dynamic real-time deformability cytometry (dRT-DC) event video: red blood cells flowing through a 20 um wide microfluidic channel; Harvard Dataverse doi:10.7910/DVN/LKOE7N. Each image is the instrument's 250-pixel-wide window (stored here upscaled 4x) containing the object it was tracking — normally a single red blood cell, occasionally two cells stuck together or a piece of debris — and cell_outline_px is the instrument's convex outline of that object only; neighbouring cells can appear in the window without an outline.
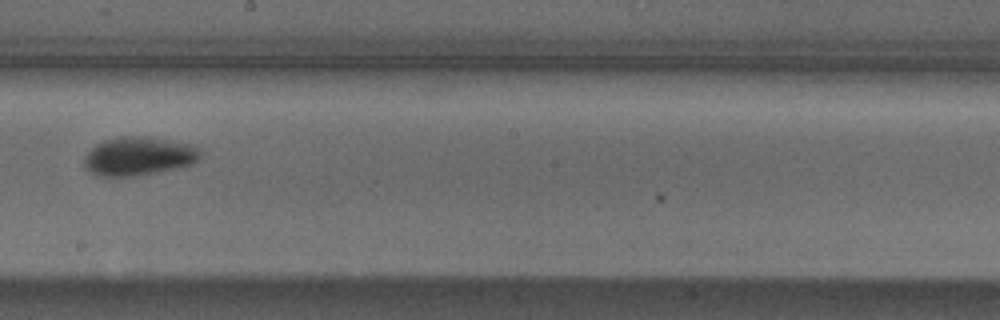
{"species": "Egyptian fruit bat (a non-hibernating species)", "species_latin": "Rousettus aegyptiacus", "temperature_condition": "cold", "stored_images_in_passage": 7, "camera_frame_rate_fps": 3000, "um_per_image_px": 0.085, "animal": {"sex": "male"}, "frame": {"image": 1, "passage_image": 7, "time_ms": 2.0, "image_size_px": [1000, 320], "cell_outline_px": [[200, 156], [192, 164], [156, 172], [136, 176], [100, 176], [92, 172], [84, 164], [84, 156], [96, 144], [104, 140], [120, 136], [148, 136], [196, 144], [200, 148]], "centroid_in_image_um": [11.82, 13.25], "position_along_channel_um": 236.4, "area_um2": 26.18}}